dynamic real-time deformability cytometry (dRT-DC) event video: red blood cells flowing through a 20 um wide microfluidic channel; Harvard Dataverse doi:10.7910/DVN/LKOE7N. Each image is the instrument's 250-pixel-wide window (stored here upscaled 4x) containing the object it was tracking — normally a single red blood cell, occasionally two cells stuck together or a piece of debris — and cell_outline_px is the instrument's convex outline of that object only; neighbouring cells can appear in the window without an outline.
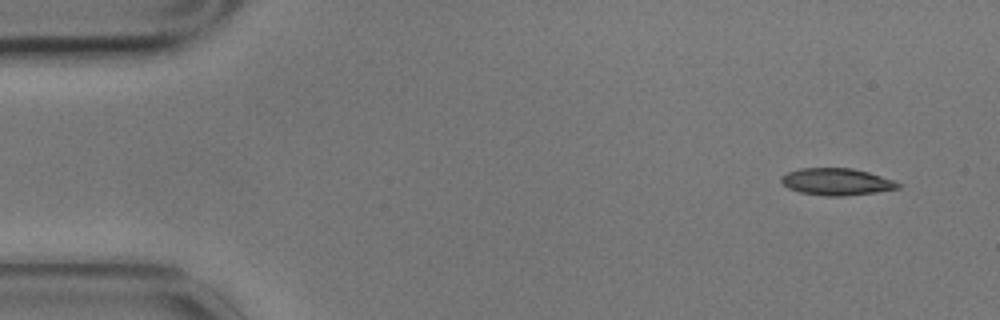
{"species": "common noctule bat (a hibernating species)", "species_latin": "Nyctalus noctula", "temperature_condition": "cold", "stored_images_in_passage": 5, "camera_frame_rate_fps": 3000, "um_per_image_px": 0.085, "animal": {"sex": "male", "body_mass_g": 17.9}, "frame": {"image": 1, "passage_image": 1, "time_ms": 0.0, "image_size_px": [1000, 320], "cell_outline_px": [[900, 188], [876, 192], [844, 196], [824, 196], [800, 192], [788, 188], [780, 180], [780, 176], [788, 172], [800, 168], [852, 168], [868, 172], [892, 180], [900, 184]], "centroid_in_image_um": [71.08, 15.45], "position_along_channel_um": 13.9, "area_um2": 18.26}}
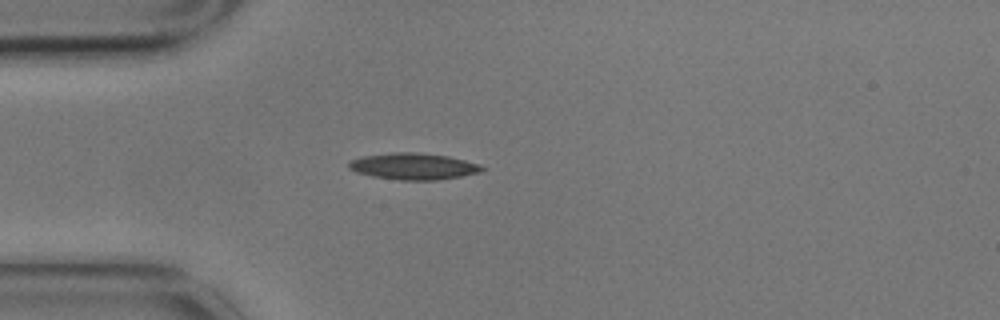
{"frame": {"image": 2, "passage_image": 4, "time_ms": 1.0, "image_size_px": [1000, 320], "cell_outline_px": [[488, 168], [480, 172], [460, 176], [436, 180], [400, 180], [372, 176], [356, 172], [348, 168], [348, 164], [352, 160], [364, 156], [392, 152], [412, 152], [448, 156], [480, 164]], "centroid_in_image_um": [35.16, 14.14], "position_along_channel_um": 49.8, "area_um2": 20.46}}